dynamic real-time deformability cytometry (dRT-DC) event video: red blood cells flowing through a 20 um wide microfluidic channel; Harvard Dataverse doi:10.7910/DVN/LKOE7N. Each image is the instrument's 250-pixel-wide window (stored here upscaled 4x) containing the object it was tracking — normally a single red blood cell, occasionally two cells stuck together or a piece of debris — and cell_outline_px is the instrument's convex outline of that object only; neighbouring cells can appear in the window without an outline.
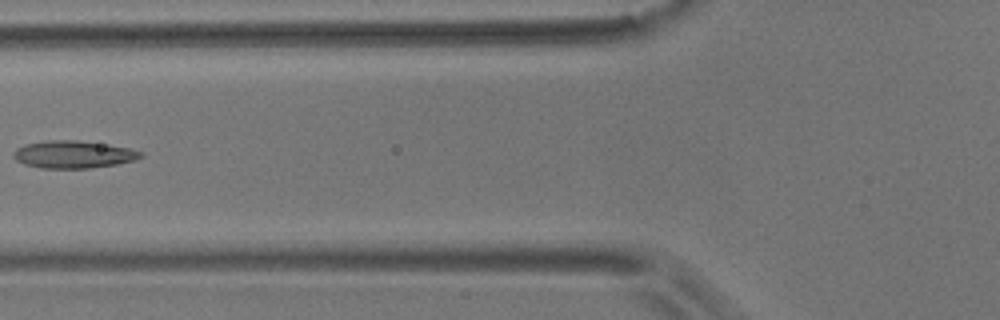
{"species": "common noctule bat (a hibernating species)", "species_latin": "Nyctalus noctula", "temperature_condition": "room temperature", "stored_images_in_passage": 7, "camera_frame_rate_fps": 3000, "um_per_image_px": 0.085, "animal": {"sex": "male", "body_mass_g": 17.9}, "frame": {"image": 1, "passage_image": 6, "time_ms": 1.667, "image_size_px": [1000, 320], "cell_outline_px": [[144, 156], [136, 160], [116, 164], [88, 168], [40, 168], [24, 164], [16, 160], [12, 156], [12, 152], [16, 148], [24, 144], [48, 140], [76, 140], [108, 144], [128, 148], [144, 152]], "centroid_in_image_um": [6.23, 13.12], "position_along_channel_um": 119.6, "area_um2": 20.52}}
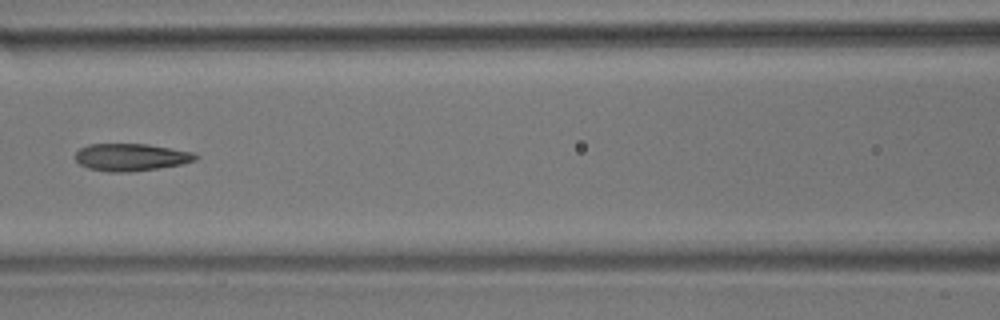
{"frame": {"image": 2, "passage_image": 7, "time_ms": 2.0, "image_size_px": [1000, 320], "cell_outline_px": [[200, 156], [196, 160], [180, 164], [156, 168], [128, 172], [108, 172], [88, 168], [80, 164], [76, 160], [76, 152], [80, 148], [88, 144], [148, 144], [192, 152]], "centroid_in_image_um": [11.12, 13.36], "position_along_channel_um": 155.5, "area_um2": 19.02}}